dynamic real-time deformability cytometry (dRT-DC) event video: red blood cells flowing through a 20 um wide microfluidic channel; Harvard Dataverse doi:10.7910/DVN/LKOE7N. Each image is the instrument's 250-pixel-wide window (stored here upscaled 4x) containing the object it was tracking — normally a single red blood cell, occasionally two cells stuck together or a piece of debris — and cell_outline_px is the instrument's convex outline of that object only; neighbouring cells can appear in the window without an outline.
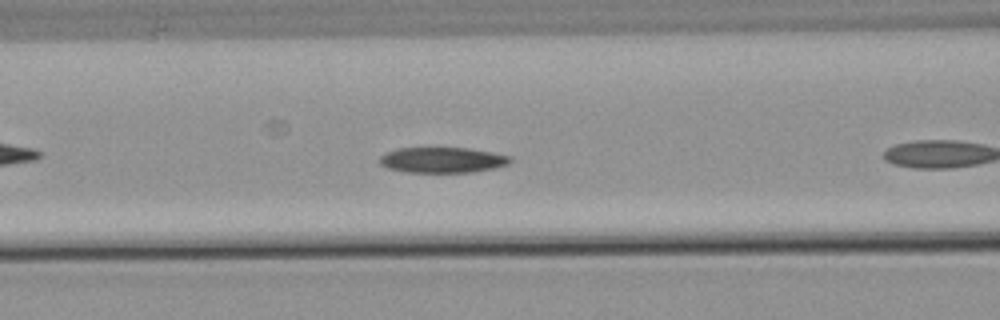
{"species": "common noctule bat (a hibernating species)", "species_latin": "Nyctalus noctula", "temperature_condition": "warm", "stored_images_in_passage": 40, "camera_frame_rate_fps": 3000, "um_per_image_px": 0.085, "animal": {"sex": "male", "body_mass_g": 21.5, "forearm_length_mm": 52.0}, "frame": {"image": 1, "passage_image": 7, "time_ms": 2.0, "image_size_px": [1000, 320], "cell_outline_px": [[512, 160], [508, 164], [496, 168], [472, 172], [404, 172], [388, 168], [380, 164], [380, 156], [384, 152], [396, 148], [468, 148], [492, 152], [512, 156]], "centroid_in_image_um": [37.61, 13.6], "position_along_channel_um": 129.0, "area_um2": 19.59}}
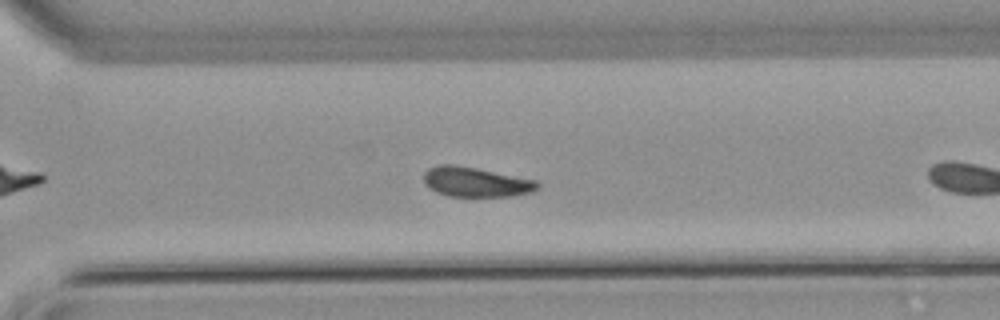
{"frame": {"image": 2, "passage_image": 23, "time_ms": 7.333, "image_size_px": [1000, 320], "cell_outline_px": [[540, 188], [532, 192], [512, 196], [448, 196], [436, 192], [428, 188], [424, 184], [424, 172], [428, 168], [440, 164], [452, 164], [476, 168], [536, 180], [540, 184]], "centroid_in_image_um": [40.43, 15.47], "position_along_channel_um": 330.2, "area_um2": 19.83}}
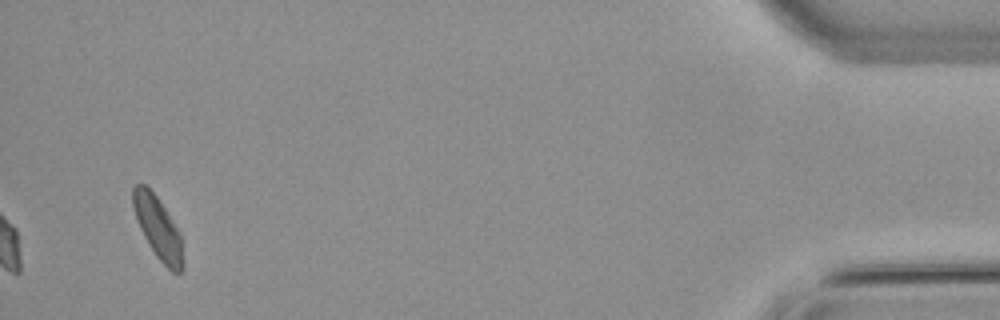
{"frame": {"image": 3, "passage_image": 40, "time_ms": 13.0, "image_size_px": [1000, 320], "cell_outline_px": [[184, 268], [180, 272], [172, 272], [156, 256], [148, 244], [136, 220], [132, 204], [132, 188], [136, 184], [144, 184], [156, 196], [180, 232], [184, 264]], "centroid_in_image_um": [13.42, 19.38], "position_along_channel_um": 421.8, "area_um2": 17.98}, "authors_computed_cell_mechanics": {"area_um2": 19.7676, "velocity_mm_per_s": 3.7735, "shape_relaxation_time_tau1_ms": null, "shape_relaxation_time_tau2_ms": 10.6105, "deformation_change_tau1": null, "deformation_change_tau2": 0.1477}}